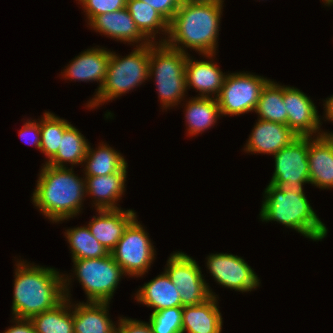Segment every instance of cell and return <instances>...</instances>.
Segmentation results:
<instances>
[{
    "label": "cell",
    "mask_w": 333,
    "mask_h": 333,
    "mask_svg": "<svg viewBox=\"0 0 333 333\" xmlns=\"http://www.w3.org/2000/svg\"><path fill=\"white\" fill-rule=\"evenodd\" d=\"M223 2L182 3L169 22L164 43L185 54L187 48L199 55L216 54Z\"/></svg>",
    "instance_id": "6da1fadb"
},
{
    "label": "cell",
    "mask_w": 333,
    "mask_h": 333,
    "mask_svg": "<svg viewBox=\"0 0 333 333\" xmlns=\"http://www.w3.org/2000/svg\"><path fill=\"white\" fill-rule=\"evenodd\" d=\"M12 315L30 319L55 308L65 299L64 275L55 268L16 261Z\"/></svg>",
    "instance_id": "7a4b0ae2"
},
{
    "label": "cell",
    "mask_w": 333,
    "mask_h": 333,
    "mask_svg": "<svg viewBox=\"0 0 333 333\" xmlns=\"http://www.w3.org/2000/svg\"><path fill=\"white\" fill-rule=\"evenodd\" d=\"M32 202L52 223L73 218L86 197L85 177L76 176L73 168L42 164Z\"/></svg>",
    "instance_id": "3957f363"
},
{
    "label": "cell",
    "mask_w": 333,
    "mask_h": 333,
    "mask_svg": "<svg viewBox=\"0 0 333 333\" xmlns=\"http://www.w3.org/2000/svg\"><path fill=\"white\" fill-rule=\"evenodd\" d=\"M261 211L262 222L276 221L313 241H322L328 229L311 207L304 191L283 193L268 183L264 190Z\"/></svg>",
    "instance_id": "277c9868"
},
{
    "label": "cell",
    "mask_w": 333,
    "mask_h": 333,
    "mask_svg": "<svg viewBox=\"0 0 333 333\" xmlns=\"http://www.w3.org/2000/svg\"><path fill=\"white\" fill-rule=\"evenodd\" d=\"M132 51L123 58L115 52H111L104 84L86 107L92 109L99 107L98 105H104L105 102H110V100L134 90L148 80L150 43L136 46Z\"/></svg>",
    "instance_id": "5b68a950"
},
{
    "label": "cell",
    "mask_w": 333,
    "mask_h": 333,
    "mask_svg": "<svg viewBox=\"0 0 333 333\" xmlns=\"http://www.w3.org/2000/svg\"><path fill=\"white\" fill-rule=\"evenodd\" d=\"M188 54L165 43H150L149 78L154 76L162 108L178 106L187 92L185 81Z\"/></svg>",
    "instance_id": "8992f818"
},
{
    "label": "cell",
    "mask_w": 333,
    "mask_h": 333,
    "mask_svg": "<svg viewBox=\"0 0 333 333\" xmlns=\"http://www.w3.org/2000/svg\"><path fill=\"white\" fill-rule=\"evenodd\" d=\"M73 272L87 296V302H109L113 298L123 269L116 263L111 253L94 259L72 260Z\"/></svg>",
    "instance_id": "52a82bcc"
},
{
    "label": "cell",
    "mask_w": 333,
    "mask_h": 333,
    "mask_svg": "<svg viewBox=\"0 0 333 333\" xmlns=\"http://www.w3.org/2000/svg\"><path fill=\"white\" fill-rule=\"evenodd\" d=\"M143 227L136 216L110 252L116 263L130 277H142L155 259L156 250Z\"/></svg>",
    "instance_id": "ba28073f"
},
{
    "label": "cell",
    "mask_w": 333,
    "mask_h": 333,
    "mask_svg": "<svg viewBox=\"0 0 333 333\" xmlns=\"http://www.w3.org/2000/svg\"><path fill=\"white\" fill-rule=\"evenodd\" d=\"M269 80L248 72L228 73L216 98L221 116L254 112L261 90Z\"/></svg>",
    "instance_id": "9c48e42d"
},
{
    "label": "cell",
    "mask_w": 333,
    "mask_h": 333,
    "mask_svg": "<svg viewBox=\"0 0 333 333\" xmlns=\"http://www.w3.org/2000/svg\"><path fill=\"white\" fill-rule=\"evenodd\" d=\"M275 169L270 184L283 193L304 191L310 183L308 168V137H298L273 155Z\"/></svg>",
    "instance_id": "30bf717a"
},
{
    "label": "cell",
    "mask_w": 333,
    "mask_h": 333,
    "mask_svg": "<svg viewBox=\"0 0 333 333\" xmlns=\"http://www.w3.org/2000/svg\"><path fill=\"white\" fill-rule=\"evenodd\" d=\"M165 272L176 286L181 297V307L202 304L211 296H217L211 290L196 260L184 252L170 255Z\"/></svg>",
    "instance_id": "8fae6325"
},
{
    "label": "cell",
    "mask_w": 333,
    "mask_h": 333,
    "mask_svg": "<svg viewBox=\"0 0 333 333\" xmlns=\"http://www.w3.org/2000/svg\"><path fill=\"white\" fill-rule=\"evenodd\" d=\"M207 269L214 280L222 287L239 292H251L259 287L260 279L242 257L231 253L208 255Z\"/></svg>",
    "instance_id": "7c38bea8"
},
{
    "label": "cell",
    "mask_w": 333,
    "mask_h": 333,
    "mask_svg": "<svg viewBox=\"0 0 333 333\" xmlns=\"http://www.w3.org/2000/svg\"><path fill=\"white\" fill-rule=\"evenodd\" d=\"M287 125L299 137L321 136V116L313 101L300 89L283 85ZM321 132V133H320Z\"/></svg>",
    "instance_id": "4fadbf2b"
},
{
    "label": "cell",
    "mask_w": 333,
    "mask_h": 333,
    "mask_svg": "<svg viewBox=\"0 0 333 333\" xmlns=\"http://www.w3.org/2000/svg\"><path fill=\"white\" fill-rule=\"evenodd\" d=\"M257 121L244 147L247 153L274 155L299 137L288 125L262 119Z\"/></svg>",
    "instance_id": "5bb4252c"
},
{
    "label": "cell",
    "mask_w": 333,
    "mask_h": 333,
    "mask_svg": "<svg viewBox=\"0 0 333 333\" xmlns=\"http://www.w3.org/2000/svg\"><path fill=\"white\" fill-rule=\"evenodd\" d=\"M209 60H193L190 54L186 58L185 81L186 89L190 87L199 91L197 97L217 98L225 80L223 73L217 63L211 59L215 54L202 55ZM214 94V96H213Z\"/></svg>",
    "instance_id": "9a60e30c"
},
{
    "label": "cell",
    "mask_w": 333,
    "mask_h": 333,
    "mask_svg": "<svg viewBox=\"0 0 333 333\" xmlns=\"http://www.w3.org/2000/svg\"><path fill=\"white\" fill-rule=\"evenodd\" d=\"M88 25L94 31L107 35L111 39L128 44L140 43L143 46L151 43L137 28L127 8L95 16ZM141 41V42H140Z\"/></svg>",
    "instance_id": "2e32d148"
},
{
    "label": "cell",
    "mask_w": 333,
    "mask_h": 333,
    "mask_svg": "<svg viewBox=\"0 0 333 333\" xmlns=\"http://www.w3.org/2000/svg\"><path fill=\"white\" fill-rule=\"evenodd\" d=\"M106 48H91L83 51L77 57L71 60V63L61 72L63 77L76 81L93 82L99 81L96 94L101 89L106 79L108 62L111 57V51ZM64 73V74H63Z\"/></svg>",
    "instance_id": "e0dca14e"
},
{
    "label": "cell",
    "mask_w": 333,
    "mask_h": 333,
    "mask_svg": "<svg viewBox=\"0 0 333 333\" xmlns=\"http://www.w3.org/2000/svg\"><path fill=\"white\" fill-rule=\"evenodd\" d=\"M98 216H93L88 228L91 234L110 253L122 238L128 224L136 217V212L128 210H97Z\"/></svg>",
    "instance_id": "ac0fdd59"
},
{
    "label": "cell",
    "mask_w": 333,
    "mask_h": 333,
    "mask_svg": "<svg viewBox=\"0 0 333 333\" xmlns=\"http://www.w3.org/2000/svg\"><path fill=\"white\" fill-rule=\"evenodd\" d=\"M127 172L109 175L85 176L86 196L94 199L97 210H117L118 200L124 195Z\"/></svg>",
    "instance_id": "d6986e66"
},
{
    "label": "cell",
    "mask_w": 333,
    "mask_h": 333,
    "mask_svg": "<svg viewBox=\"0 0 333 333\" xmlns=\"http://www.w3.org/2000/svg\"><path fill=\"white\" fill-rule=\"evenodd\" d=\"M308 168L310 184L333 188V148L323 135L308 137Z\"/></svg>",
    "instance_id": "ffe728a7"
},
{
    "label": "cell",
    "mask_w": 333,
    "mask_h": 333,
    "mask_svg": "<svg viewBox=\"0 0 333 333\" xmlns=\"http://www.w3.org/2000/svg\"><path fill=\"white\" fill-rule=\"evenodd\" d=\"M109 304V302L74 304V333H117V325L108 316Z\"/></svg>",
    "instance_id": "44dd1931"
},
{
    "label": "cell",
    "mask_w": 333,
    "mask_h": 333,
    "mask_svg": "<svg viewBox=\"0 0 333 333\" xmlns=\"http://www.w3.org/2000/svg\"><path fill=\"white\" fill-rule=\"evenodd\" d=\"M218 296H211L202 304L183 306L182 333H221L223 318Z\"/></svg>",
    "instance_id": "7402d4cb"
},
{
    "label": "cell",
    "mask_w": 333,
    "mask_h": 333,
    "mask_svg": "<svg viewBox=\"0 0 333 333\" xmlns=\"http://www.w3.org/2000/svg\"><path fill=\"white\" fill-rule=\"evenodd\" d=\"M70 280L68 275L64 276L65 299L60 304L30 318L36 333H74L73 303L68 287Z\"/></svg>",
    "instance_id": "603a6c76"
},
{
    "label": "cell",
    "mask_w": 333,
    "mask_h": 333,
    "mask_svg": "<svg viewBox=\"0 0 333 333\" xmlns=\"http://www.w3.org/2000/svg\"><path fill=\"white\" fill-rule=\"evenodd\" d=\"M136 292V300L139 303L153 308L152 312L181 307V297L176 286L164 271L151 281L144 283Z\"/></svg>",
    "instance_id": "cb8c5ba5"
},
{
    "label": "cell",
    "mask_w": 333,
    "mask_h": 333,
    "mask_svg": "<svg viewBox=\"0 0 333 333\" xmlns=\"http://www.w3.org/2000/svg\"><path fill=\"white\" fill-rule=\"evenodd\" d=\"M99 144L95 150L88 144L86 156L83 160L85 164V176L109 175L117 172H127V161L122 154L106 143Z\"/></svg>",
    "instance_id": "d4e9b609"
},
{
    "label": "cell",
    "mask_w": 333,
    "mask_h": 333,
    "mask_svg": "<svg viewBox=\"0 0 333 333\" xmlns=\"http://www.w3.org/2000/svg\"><path fill=\"white\" fill-rule=\"evenodd\" d=\"M185 107L186 130L192 137L214 126L221 117L216 98L191 97Z\"/></svg>",
    "instance_id": "484cf974"
},
{
    "label": "cell",
    "mask_w": 333,
    "mask_h": 333,
    "mask_svg": "<svg viewBox=\"0 0 333 333\" xmlns=\"http://www.w3.org/2000/svg\"><path fill=\"white\" fill-rule=\"evenodd\" d=\"M126 8L139 31L150 41L157 42L156 34L160 31L165 38H161L159 43H164L169 31V22L153 7L141 0H127Z\"/></svg>",
    "instance_id": "4316f807"
},
{
    "label": "cell",
    "mask_w": 333,
    "mask_h": 333,
    "mask_svg": "<svg viewBox=\"0 0 333 333\" xmlns=\"http://www.w3.org/2000/svg\"><path fill=\"white\" fill-rule=\"evenodd\" d=\"M83 134L70 124L63 133L56 155L46 164L54 167H66V164H82L89 142Z\"/></svg>",
    "instance_id": "83f0119b"
},
{
    "label": "cell",
    "mask_w": 333,
    "mask_h": 333,
    "mask_svg": "<svg viewBox=\"0 0 333 333\" xmlns=\"http://www.w3.org/2000/svg\"><path fill=\"white\" fill-rule=\"evenodd\" d=\"M254 112L259 115L258 119L287 125V111L283 102V86L270 79L261 90Z\"/></svg>",
    "instance_id": "f1b7e54d"
},
{
    "label": "cell",
    "mask_w": 333,
    "mask_h": 333,
    "mask_svg": "<svg viewBox=\"0 0 333 333\" xmlns=\"http://www.w3.org/2000/svg\"><path fill=\"white\" fill-rule=\"evenodd\" d=\"M65 233L72 260L105 257L108 250L91 234L88 226L73 227Z\"/></svg>",
    "instance_id": "f546056e"
},
{
    "label": "cell",
    "mask_w": 333,
    "mask_h": 333,
    "mask_svg": "<svg viewBox=\"0 0 333 333\" xmlns=\"http://www.w3.org/2000/svg\"><path fill=\"white\" fill-rule=\"evenodd\" d=\"M71 123L61 119L51 112H44L40 120L41 144L40 151L45 154L49 162L57 153L64 130Z\"/></svg>",
    "instance_id": "4dcf8cb0"
},
{
    "label": "cell",
    "mask_w": 333,
    "mask_h": 333,
    "mask_svg": "<svg viewBox=\"0 0 333 333\" xmlns=\"http://www.w3.org/2000/svg\"><path fill=\"white\" fill-rule=\"evenodd\" d=\"M183 307L152 312L149 324L153 333H182Z\"/></svg>",
    "instance_id": "1f68e13d"
},
{
    "label": "cell",
    "mask_w": 333,
    "mask_h": 333,
    "mask_svg": "<svg viewBox=\"0 0 333 333\" xmlns=\"http://www.w3.org/2000/svg\"><path fill=\"white\" fill-rule=\"evenodd\" d=\"M82 5L88 22L95 16L126 7L127 0H76Z\"/></svg>",
    "instance_id": "d6a6232c"
},
{
    "label": "cell",
    "mask_w": 333,
    "mask_h": 333,
    "mask_svg": "<svg viewBox=\"0 0 333 333\" xmlns=\"http://www.w3.org/2000/svg\"><path fill=\"white\" fill-rule=\"evenodd\" d=\"M19 135H20V138L25 143L32 144L40 150V144H41L40 120L35 121V119H34L32 121V118L30 120L27 119V121L23 125V128L20 129Z\"/></svg>",
    "instance_id": "836d02e7"
},
{
    "label": "cell",
    "mask_w": 333,
    "mask_h": 333,
    "mask_svg": "<svg viewBox=\"0 0 333 333\" xmlns=\"http://www.w3.org/2000/svg\"><path fill=\"white\" fill-rule=\"evenodd\" d=\"M117 323V333H153L149 322L120 317Z\"/></svg>",
    "instance_id": "e575fe53"
},
{
    "label": "cell",
    "mask_w": 333,
    "mask_h": 333,
    "mask_svg": "<svg viewBox=\"0 0 333 333\" xmlns=\"http://www.w3.org/2000/svg\"><path fill=\"white\" fill-rule=\"evenodd\" d=\"M158 11L168 22L181 6V0H141Z\"/></svg>",
    "instance_id": "d590c367"
},
{
    "label": "cell",
    "mask_w": 333,
    "mask_h": 333,
    "mask_svg": "<svg viewBox=\"0 0 333 333\" xmlns=\"http://www.w3.org/2000/svg\"><path fill=\"white\" fill-rule=\"evenodd\" d=\"M13 326L9 327L3 333H36L30 319L12 318Z\"/></svg>",
    "instance_id": "8d00e7d4"
},
{
    "label": "cell",
    "mask_w": 333,
    "mask_h": 333,
    "mask_svg": "<svg viewBox=\"0 0 333 333\" xmlns=\"http://www.w3.org/2000/svg\"><path fill=\"white\" fill-rule=\"evenodd\" d=\"M323 106H324L323 108H325L324 109L325 119L330 122H333V95L324 100Z\"/></svg>",
    "instance_id": "74e56055"
},
{
    "label": "cell",
    "mask_w": 333,
    "mask_h": 333,
    "mask_svg": "<svg viewBox=\"0 0 333 333\" xmlns=\"http://www.w3.org/2000/svg\"><path fill=\"white\" fill-rule=\"evenodd\" d=\"M223 0H181V3H209Z\"/></svg>",
    "instance_id": "f35d334b"
},
{
    "label": "cell",
    "mask_w": 333,
    "mask_h": 333,
    "mask_svg": "<svg viewBox=\"0 0 333 333\" xmlns=\"http://www.w3.org/2000/svg\"><path fill=\"white\" fill-rule=\"evenodd\" d=\"M322 135L332 144V148H333V133L323 131Z\"/></svg>",
    "instance_id": "ab89813d"
},
{
    "label": "cell",
    "mask_w": 333,
    "mask_h": 333,
    "mask_svg": "<svg viewBox=\"0 0 333 333\" xmlns=\"http://www.w3.org/2000/svg\"><path fill=\"white\" fill-rule=\"evenodd\" d=\"M323 2H324V5H326V6L333 5V0H323Z\"/></svg>",
    "instance_id": "60d3db41"
}]
</instances>
